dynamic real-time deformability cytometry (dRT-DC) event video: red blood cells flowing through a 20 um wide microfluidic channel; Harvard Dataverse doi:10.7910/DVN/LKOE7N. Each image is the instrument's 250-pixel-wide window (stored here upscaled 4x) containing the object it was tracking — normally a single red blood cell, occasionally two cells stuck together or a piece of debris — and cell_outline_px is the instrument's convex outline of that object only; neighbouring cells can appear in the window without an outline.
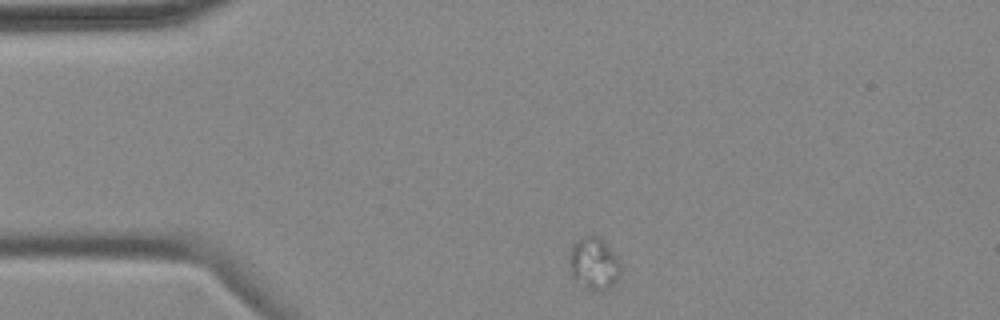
{"species": "common noctule bat (a hibernating species)", "species_latin": "Nyctalus noctula", "temperature_condition": "cold", "stored_images_in_passage": 6, "camera_frame_rate_fps": 3000, "um_per_image_px": 0.085, "animal": {"sex": "female", "body_mass_g": 18.4}, "frame": {"image": 1, "passage_image": 1, "time_ms": 0.0, "image_size_px": [1000, 320], "cell_outline_px": [[620, 276], [604, 292], [596, 292], [584, 288], [572, 280], [568, 260], [572, 248], [584, 236], [596, 236], [616, 256], [620, 264]], "centroid_in_image_um": [50.45, 22.5], "position_along_channel_um": 34.6, "area_um2": 15.43}}